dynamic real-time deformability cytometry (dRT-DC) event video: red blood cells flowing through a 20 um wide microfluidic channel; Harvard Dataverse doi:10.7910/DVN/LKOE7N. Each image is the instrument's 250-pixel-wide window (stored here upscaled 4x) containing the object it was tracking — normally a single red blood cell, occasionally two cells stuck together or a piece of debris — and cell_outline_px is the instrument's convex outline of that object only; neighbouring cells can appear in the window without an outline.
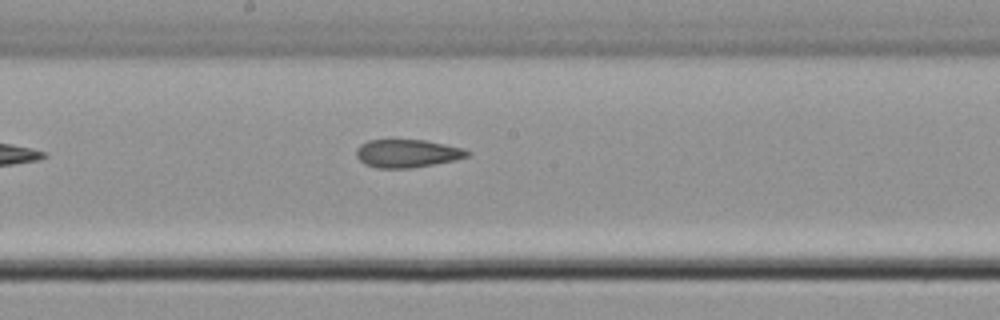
{"species": "common noctule bat (a hibernating species)", "species_latin": "Nyctalus noctula", "temperature_condition": "cold", "stored_images_in_passage": 6, "camera_frame_rate_fps": 3000, "um_per_image_px": 0.085, "animal": {"sex": "male", "body_mass_g": 21.5, "forearm_length_mm": 52.0}, "frame": {"image": 1, "passage_image": 6, "time_ms": 6.333, "image_size_px": [1000, 320], "cell_outline_px": [[472, 152], [468, 156], [456, 160], [412, 168], [376, 168], [364, 164], [356, 156], [356, 148], [360, 144], [368, 140], [424, 140], [464, 148]], "centroid_in_image_um": [34.61, 13.04], "position_along_channel_um": 213.6, "area_um2": 18.26}}